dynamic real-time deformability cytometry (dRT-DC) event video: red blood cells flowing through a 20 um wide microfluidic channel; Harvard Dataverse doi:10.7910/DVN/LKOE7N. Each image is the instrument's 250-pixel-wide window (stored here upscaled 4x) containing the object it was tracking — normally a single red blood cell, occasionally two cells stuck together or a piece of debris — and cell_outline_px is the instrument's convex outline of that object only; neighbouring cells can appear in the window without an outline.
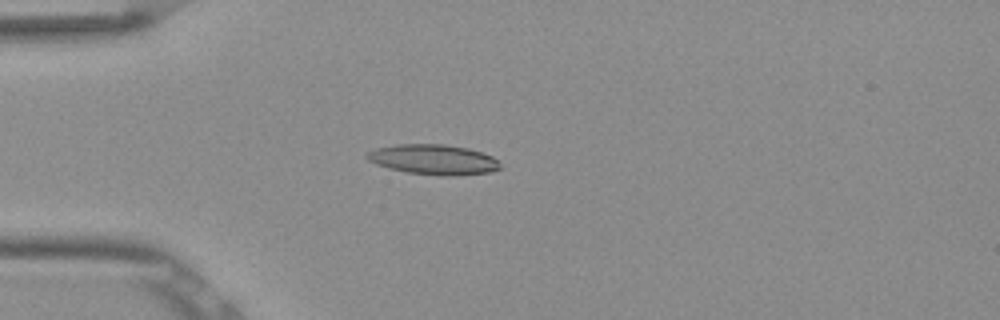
{"species": "Egyptian fruit bat (a non-hibernating species)", "species_latin": "Rousettus aegyptiacus", "temperature_condition": "room temperature", "stored_images_in_passage": 53, "camera_frame_rate_fps": 3000, "um_per_image_px": 0.085, "frame": {"image": 1, "passage_image": 15, "time_ms": 4.667, "image_size_px": [1000, 320], "cell_outline_px": [[500, 168], [488, 172], [452, 176], [448, 176], [408, 172], [388, 168], [376, 164], [368, 160], [364, 156], [368, 152], [376, 148], [396, 144], [444, 144], [468, 148], [492, 156], [500, 164]], "centroid_in_image_um": [36.81, 13.55], "position_along_channel_um": 48.2, "area_um2": 23.18}}
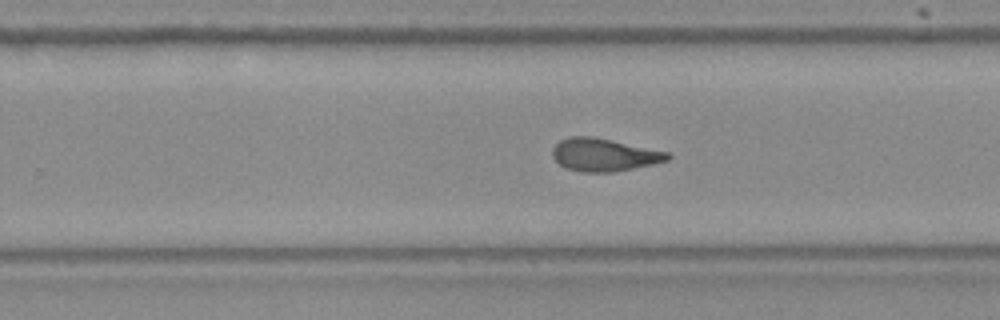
{"frame": {"image": 2, "passage_image": 34, "time_ms": 11.0, "image_size_px": [1000, 320], "cell_outline_px": [[672, 156], [668, 160], [652, 164], [612, 172], [584, 172], [568, 168], [560, 164], [552, 156], [552, 148], [560, 140], [568, 136], [592, 136], [612, 140], [668, 152]], "centroid_in_image_um": [51.33, 13.14], "position_along_channel_um": 278.5, "area_um2": 21.79}}
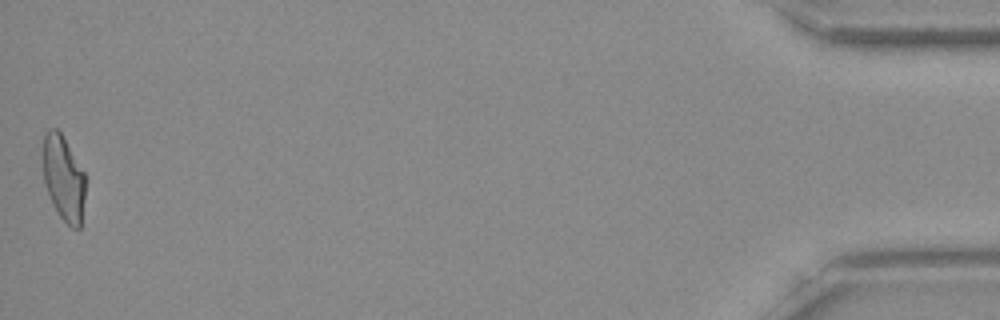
{"frame": {"image": 3, "passage_image": 53, "time_ms": 17.333, "image_size_px": [1000, 320], "cell_outline_px": [[84, 200], [80, 228], [72, 228], [60, 216], [52, 204], [44, 184], [40, 156], [44, 132], [48, 128], [56, 128], [60, 132], [84, 172]], "centroid_in_image_um": [5.33, 15.09], "position_along_channel_um": 429.9, "area_um2": 21.44}, "authors_computed_cell_mechanics": {"area_um2": 21.8484, "velocity_mm_per_s": 3.8773, "shape_relaxation_time_tau1_ms": null, "shape_relaxation_time_tau2_ms": 2.5422, "deformation_change_tau1": null, "deformation_change_tau2": 0.1033}}